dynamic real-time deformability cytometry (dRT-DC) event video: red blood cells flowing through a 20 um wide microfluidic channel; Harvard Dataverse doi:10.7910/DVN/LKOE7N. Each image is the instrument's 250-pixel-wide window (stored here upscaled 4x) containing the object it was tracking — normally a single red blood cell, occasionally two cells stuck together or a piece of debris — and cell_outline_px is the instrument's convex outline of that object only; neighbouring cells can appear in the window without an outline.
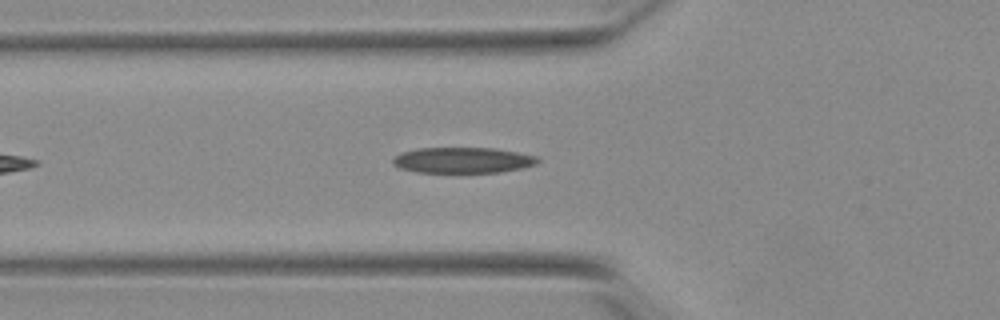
{"species": "Egyptian fruit bat (a non-hibernating species)", "species_latin": "Rousettus aegyptiacus", "temperature_condition": "warm", "stored_images_in_passage": 35, "camera_frame_rate_fps": 3000, "um_per_image_px": 0.085, "animal": {"sex": "female"}, "frame": {"image": 1, "passage_image": 7, "time_ms": 2.0, "image_size_px": [1000, 320], "cell_outline_px": [[540, 160], [536, 164], [520, 168], [500, 172], [416, 172], [400, 168], [392, 164], [392, 160], [400, 152], [420, 148], [492, 148], [516, 152], [536, 156]], "centroid_in_image_um": [39.3, 13.61], "position_along_channel_um": 86.5, "area_um2": 21.56}}
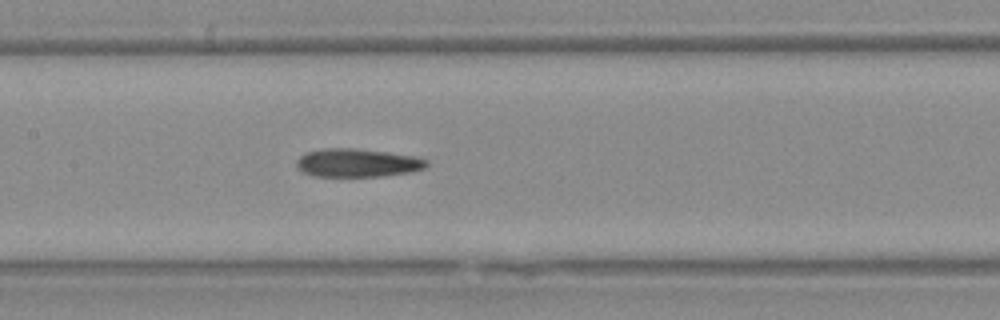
{"frame": {"image": 2, "passage_image": 14, "time_ms": 4.333, "image_size_px": [1000, 320], "cell_outline_px": [[428, 164], [424, 168], [408, 172], [380, 176], [312, 176], [304, 172], [296, 164], [296, 160], [300, 156], [308, 152], [324, 148], [352, 148], [384, 152], [412, 156], [428, 160]], "centroid_in_image_um": [30.35, 13.84], "position_along_channel_um": 177.1, "area_um2": 21.04}}
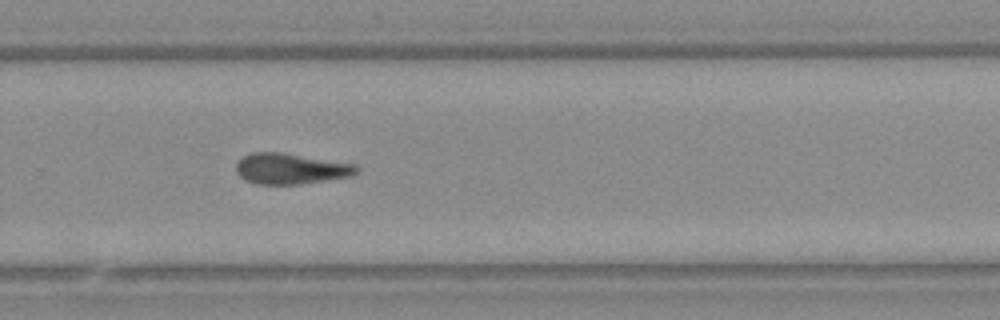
{"frame": {"image": 3, "passage_image": 24, "time_ms": 7.667, "image_size_px": [1000, 320], "cell_outline_px": [[360, 168], [352, 176], [328, 180], [300, 184], [256, 184], [244, 180], [236, 172], [236, 164], [244, 156], [252, 152], [280, 152], [356, 164]], "centroid_in_image_um": [24.71, 14.34], "position_along_channel_um": 305.1, "area_um2": 21.62}, "authors_computed_cell_mechanics": {"area_um2": 21.1548, "velocity_mm_per_s": 3.8535, "shape_relaxation_time_tau1_ms": null, "shape_relaxation_time_tau2_ms": 5.4692, "deformation_change_tau1": null, "deformation_change_tau2": 0.162}}